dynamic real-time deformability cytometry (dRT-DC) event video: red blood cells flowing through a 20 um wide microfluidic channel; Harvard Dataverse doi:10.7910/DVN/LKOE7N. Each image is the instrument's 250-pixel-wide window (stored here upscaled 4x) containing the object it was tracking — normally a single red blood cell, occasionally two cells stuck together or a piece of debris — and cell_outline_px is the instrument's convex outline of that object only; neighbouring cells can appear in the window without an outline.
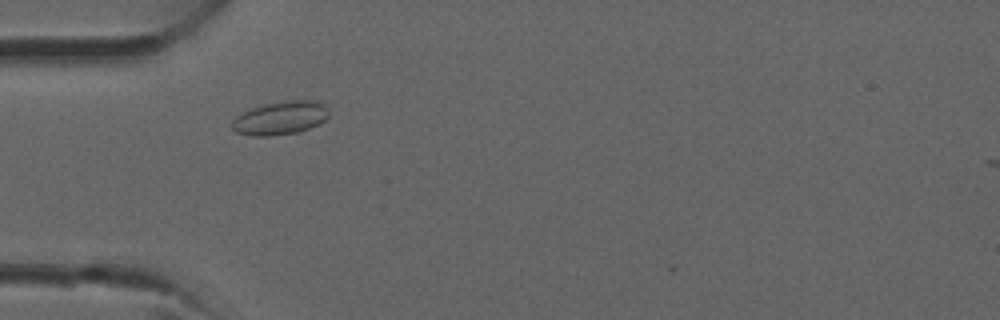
{"species": "common noctule bat (a hibernating species)", "species_latin": "Nyctalus noctula", "temperature_condition": "room temperature", "stored_images_in_passage": 34, "camera_frame_rate_fps": 3000, "um_per_image_px": 0.085, "animal": {"sex": "male", "forearm_length_mm": 52.5}, "frame": {"image": 1, "passage_image": 7, "time_ms": 2.0, "image_size_px": [1000, 320], "cell_outline_px": [[328, 116], [320, 124], [300, 132], [268, 136], [252, 136], [236, 132], [232, 128], [232, 120], [236, 116], [252, 108], [264, 104], [284, 100], [316, 100], [324, 104], [328, 108]], "centroid_in_image_um": [23.85, 10.03], "position_along_channel_um": 61.1, "area_um2": 19.02}}
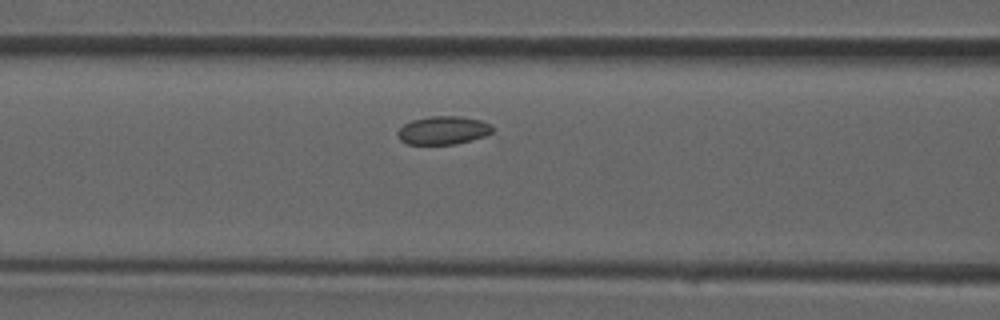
{"frame": {"image": 2, "passage_image": 11, "time_ms": 3.333, "image_size_px": [1000, 320], "cell_outline_px": [[492, 132], [484, 136], [472, 140], [456, 144], [408, 144], [400, 140], [396, 132], [404, 124], [412, 120], [428, 116], [460, 116], [480, 120], [488, 124], [492, 128]], "centroid_in_image_um": [37.63, 11.08], "position_along_channel_um": 129.0, "area_um2": 15.55}}
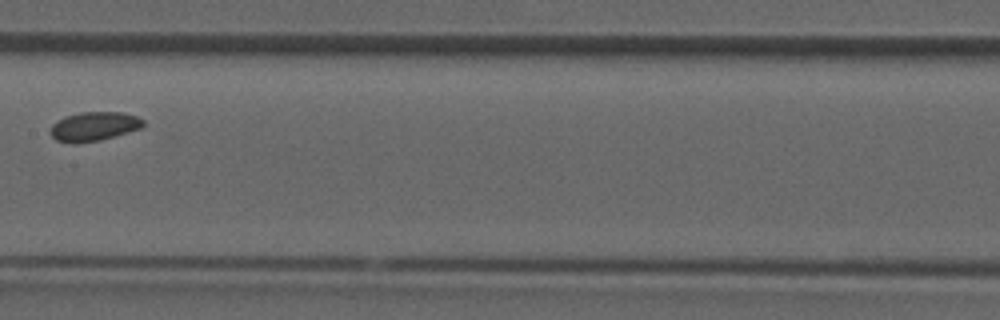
{"frame": {"image": 3, "passage_image": 15, "time_ms": 4.667, "image_size_px": [1000, 320], "cell_outline_px": [[144, 124], [140, 128], [128, 132], [100, 140], [72, 144], [56, 140], [48, 132], [52, 124], [56, 120], [64, 116], [80, 112], [120, 112], [136, 116], [144, 120]], "centroid_in_image_um": [7.93, 10.74], "position_along_channel_um": 199.5, "area_um2": 15.84}}